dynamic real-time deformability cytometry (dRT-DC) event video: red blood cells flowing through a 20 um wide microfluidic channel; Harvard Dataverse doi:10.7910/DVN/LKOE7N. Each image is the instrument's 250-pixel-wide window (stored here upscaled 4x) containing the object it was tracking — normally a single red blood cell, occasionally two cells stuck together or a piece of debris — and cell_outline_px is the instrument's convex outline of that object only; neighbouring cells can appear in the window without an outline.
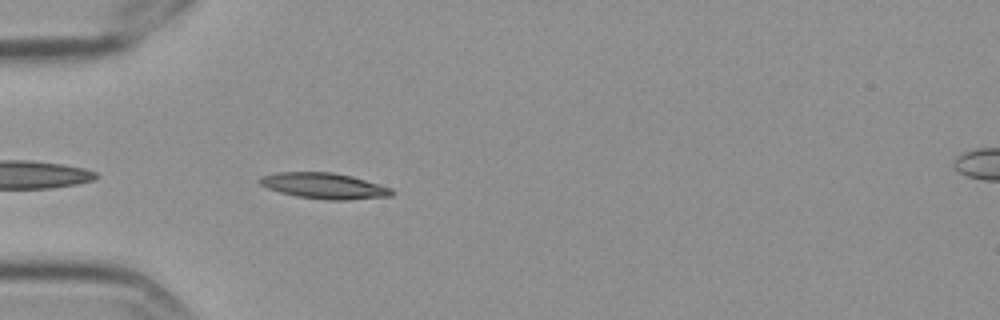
{"species": "Egyptian fruit bat (a non-hibernating species)", "species_latin": "Rousettus aegyptiacus", "temperature_condition": "cold", "stored_images_in_passage": 43, "camera_frame_rate_fps": 3000, "um_per_image_px": 0.085, "frame": {"image": 1, "passage_image": 3, "time_ms": 0.667, "image_size_px": [1000, 320], "cell_outline_px": [[396, 192], [392, 196], [348, 200], [328, 200], [296, 196], [280, 192], [268, 188], [260, 184], [256, 180], [260, 176], [276, 172], [332, 172], [352, 176], [392, 188]], "centroid_in_image_um": [27.55, 15.79], "position_along_channel_um": 57.4, "area_um2": 20.06}}
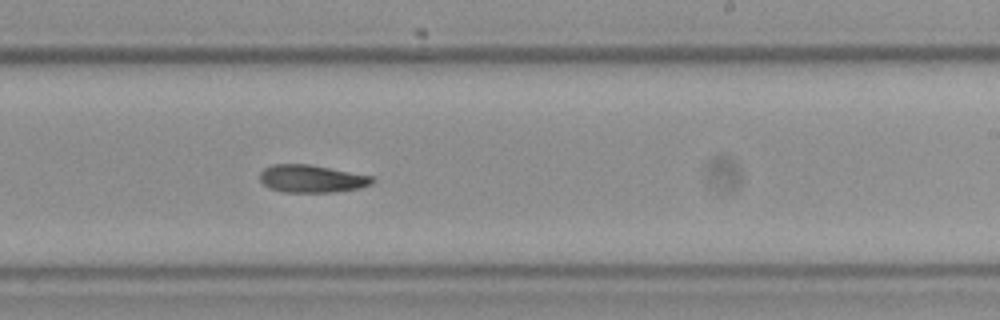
{"frame": {"image": 2, "passage_image": 21, "time_ms": 6.667, "image_size_px": [1000, 320], "cell_outline_px": [[376, 180], [372, 184], [356, 188], [332, 192], [284, 192], [272, 188], [264, 184], [260, 180], [260, 172], [264, 168], [272, 164], [308, 164], [372, 176]], "centroid_in_image_um": [26.48, 15.18], "position_along_channel_um": 262.5, "area_um2": 17.86}}
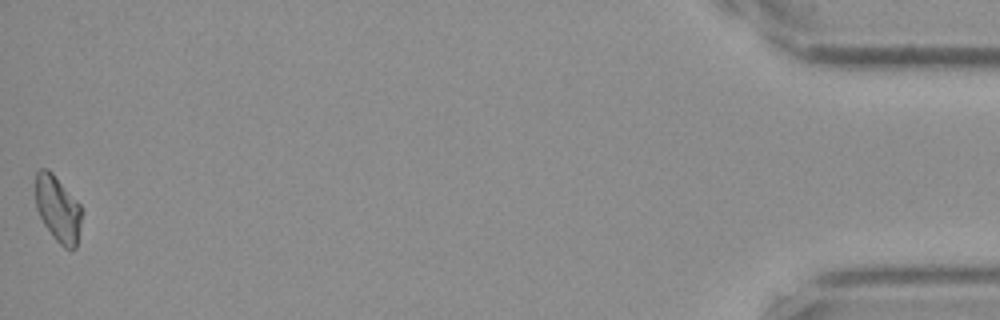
{"frame": {"image": 3, "passage_image": 43, "time_ms": 14.0, "image_size_px": [1000, 320], "cell_outline_px": [[80, 224], [76, 248], [64, 248], [52, 236], [44, 224], [36, 208], [36, 172], [40, 168], [48, 168], [52, 172], [80, 204]], "centroid_in_image_um": [4.9, 17.74], "position_along_channel_um": 430.3, "area_um2": 17.51}, "authors_computed_cell_mechanics": {"area_um2": 18.0914, "velocity_mm_per_s": 3.5295, "shape_relaxation_time_tau1_ms": null, "shape_relaxation_time_tau2_ms": 7.9452, "deformation_change_tau1": null, "deformation_change_tau2": 0.1483}}